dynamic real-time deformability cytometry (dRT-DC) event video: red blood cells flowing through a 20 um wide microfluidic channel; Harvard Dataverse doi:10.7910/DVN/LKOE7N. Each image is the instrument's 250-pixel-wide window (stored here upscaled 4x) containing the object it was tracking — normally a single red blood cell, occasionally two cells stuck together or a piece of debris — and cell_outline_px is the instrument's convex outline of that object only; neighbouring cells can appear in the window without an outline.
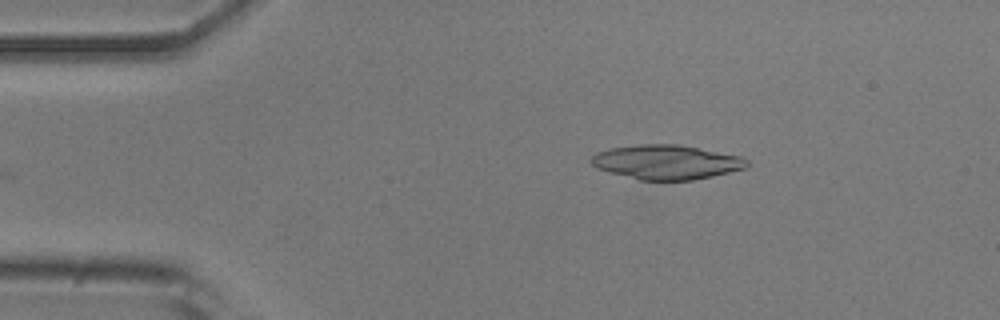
{"species": "common noctule bat (a hibernating species)", "species_latin": "Nyctalus noctula", "temperature_condition": "room temperature", "stored_images_in_passage": 4, "camera_frame_rate_fps": 3000, "um_per_image_px": 0.085, "animal": {"sex": "male", "body_mass_g": 20.5, "forearm_length_mm": 52.5}, "frame": {"image": 1, "passage_image": 4, "time_ms": 1.0, "image_size_px": [1000, 320], "cell_outline_px": [[748, 168], [712, 176], [692, 180], [640, 180], [608, 172], [596, 168], [588, 160], [596, 152], [608, 148], [636, 144], [676, 144], [740, 156], [748, 160]], "centroid_in_image_um": [56.6, 13.78], "position_along_channel_um": 28.4, "area_um2": 31.33}}